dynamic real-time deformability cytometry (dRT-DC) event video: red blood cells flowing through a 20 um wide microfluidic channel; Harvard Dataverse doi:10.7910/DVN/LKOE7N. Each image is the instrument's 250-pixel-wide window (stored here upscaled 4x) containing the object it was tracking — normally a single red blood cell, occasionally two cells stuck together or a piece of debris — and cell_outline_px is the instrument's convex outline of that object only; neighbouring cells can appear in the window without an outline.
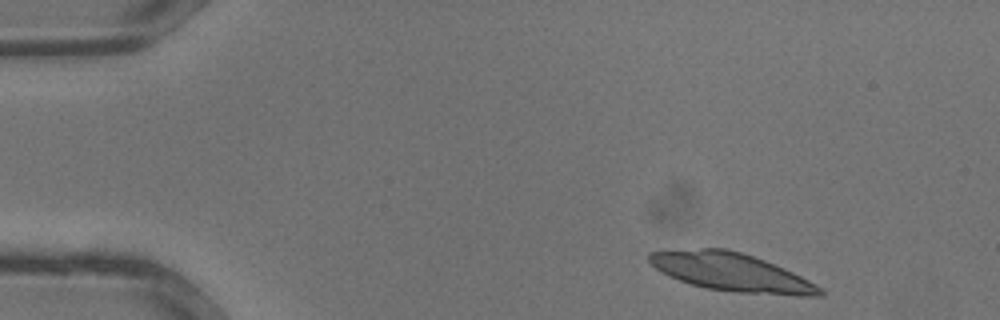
{"species": "common noctule bat (a hibernating species)", "species_latin": "Nyctalus noctula", "temperature_condition": "warm", "stored_images_in_passage": 7, "camera_frame_rate_fps": 3000, "um_per_image_px": 0.085, "animal": {"sex": "male", "body_mass_g": 13.3}, "frame": {"image": 1, "passage_image": 1, "time_ms": 0.0, "image_size_px": [1000, 320], "cell_outline_px": [[824, 296], [796, 296], [736, 292], [708, 288], [692, 284], [680, 280], [656, 268], [648, 260], [648, 252], [700, 248], [724, 248], [740, 252], [764, 260], [784, 268], [816, 284], [824, 292]], "centroid_in_image_um": [62.21, 23.14], "position_along_channel_um": 22.8, "area_um2": 37.45}}